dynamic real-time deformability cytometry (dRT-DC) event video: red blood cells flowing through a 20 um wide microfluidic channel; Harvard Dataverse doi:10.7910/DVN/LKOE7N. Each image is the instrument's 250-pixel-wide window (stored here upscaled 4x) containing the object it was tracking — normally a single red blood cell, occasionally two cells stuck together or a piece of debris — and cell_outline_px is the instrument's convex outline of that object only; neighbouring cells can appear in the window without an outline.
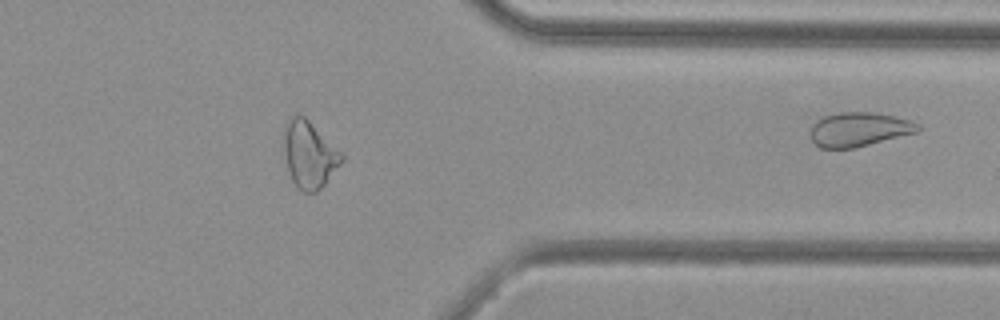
{"species": "common noctule bat (a hibernating species)", "species_latin": "Nyctalus noctula", "temperature_condition": "cold", "stored_images_in_passage": 43, "segment_of_instrument_passage": [2, 2], "camera_frame_rate_fps": 3000, "um_per_image_px": 0.085, "animal": {"sex": "female", "body_mass_g": 29.2, "forearm_length_mm": 56.3}, "frame": {"image": 1, "passage_image": 43, "time_ms": 14.0, "image_size_px": [1000, 320], "cell_outline_px": [[920, 132], [852, 148], [820, 148], [812, 140], [808, 132], [812, 124], [816, 120], [824, 116], [840, 112], [876, 112], [896, 116], [912, 120], [920, 124]], "centroid_in_image_um": [73.03, 10.98], "position_along_channel_um": 338.4, "area_um2": 21.73}}